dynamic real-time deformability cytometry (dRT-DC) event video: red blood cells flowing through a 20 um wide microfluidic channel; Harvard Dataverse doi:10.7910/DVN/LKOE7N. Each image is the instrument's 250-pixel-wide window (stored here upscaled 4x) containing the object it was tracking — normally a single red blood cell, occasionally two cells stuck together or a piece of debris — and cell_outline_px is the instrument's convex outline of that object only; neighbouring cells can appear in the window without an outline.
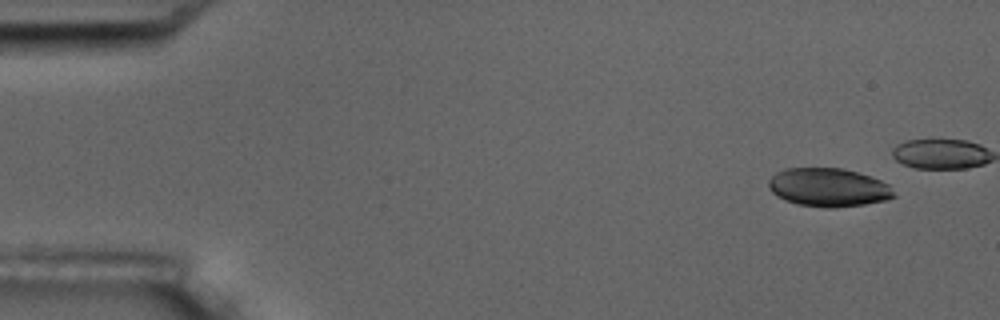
{"species": "common noctule bat (a hibernating species)", "species_latin": "Nyctalus noctula", "temperature_condition": "room temperature", "stored_images_in_passage": 5, "camera_frame_rate_fps": 3000, "um_per_image_px": 0.085, "animal": {"sex": "male", "body_mass_g": 17.5, "forearm_length_mm": 52.3}, "frame": {"image": 1, "passage_image": 1, "time_ms": 0.0, "image_size_px": [1000, 320], "cell_outline_px": [[896, 196], [884, 200], [864, 204], [832, 208], [824, 208], [796, 204], [784, 200], [776, 196], [768, 188], [768, 180], [776, 172], [784, 168], [844, 168], [872, 176], [888, 184]], "centroid_in_image_um": [70.38, 15.92], "position_along_channel_um": 14.6, "area_um2": 28.32}}